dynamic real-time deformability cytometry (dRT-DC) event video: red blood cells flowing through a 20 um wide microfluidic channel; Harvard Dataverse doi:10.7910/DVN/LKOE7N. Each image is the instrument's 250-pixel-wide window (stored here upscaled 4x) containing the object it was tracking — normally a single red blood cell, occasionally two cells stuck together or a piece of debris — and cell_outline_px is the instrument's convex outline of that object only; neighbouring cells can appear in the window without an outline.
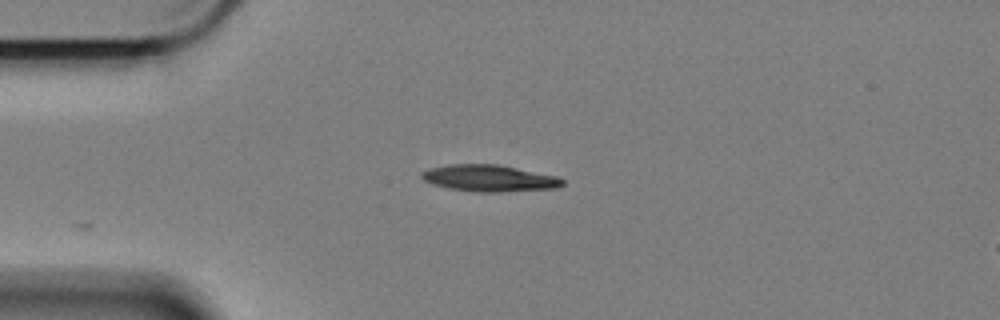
{"species": "Egyptian fruit bat (a non-hibernating species)", "species_latin": "Rousettus aegyptiacus", "temperature_condition": "cold", "stored_images_in_passage": 7, "camera_frame_rate_fps": 3000, "um_per_image_px": 0.085, "animal": {"sex": "female"}, "frame": {"image": 1, "passage_image": 1, "time_ms": 0.0, "image_size_px": [1000, 320], "cell_outline_px": [[564, 184], [556, 188], [500, 192], [476, 192], [448, 188], [432, 184], [424, 180], [420, 176], [420, 172], [432, 168], [448, 164], [500, 164], [556, 176], [564, 180]], "centroid_in_image_um": [41.58, 15.14], "position_along_channel_um": 43.4, "area_um2": 21.91}}
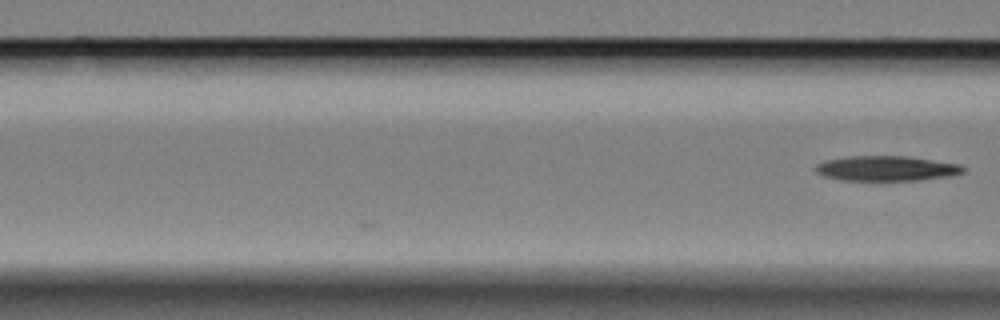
{"frame": {"image": 2, "passage_image": 7, "time_ms": 2.0, "image_size_px": [1000, 320], "cell_outline_px": [[964, 172], [952, 176], [920, 180], [840, 180], [824, 176], [816, 172], [816, 164], [828, 160], [852, 156], [904, 156], [960, 164], [964, 168]], "centroid_in_image_um": [75.37, 14.32], "position_along_channel_um": 91.2, "area_um2": 21.33}}